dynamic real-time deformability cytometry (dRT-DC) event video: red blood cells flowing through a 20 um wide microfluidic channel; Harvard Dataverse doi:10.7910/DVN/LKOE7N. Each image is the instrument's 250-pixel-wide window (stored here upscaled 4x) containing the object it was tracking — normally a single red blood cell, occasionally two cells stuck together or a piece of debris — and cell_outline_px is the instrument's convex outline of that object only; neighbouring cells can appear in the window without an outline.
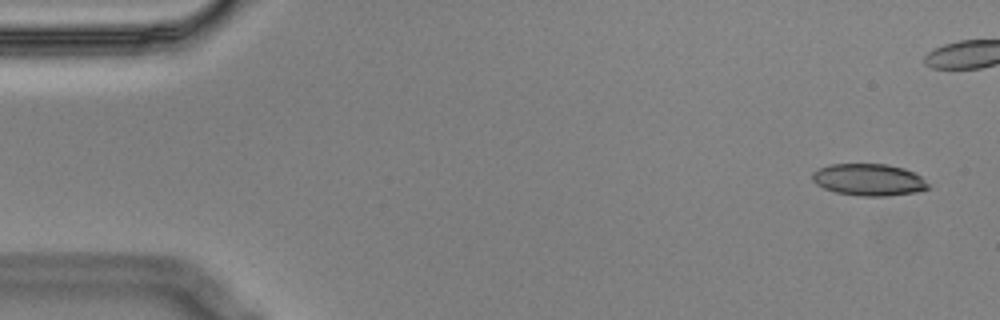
{"species": "Egyptian fruit bat (a non-hibernating species)", "species_latin": "Rousettus aegyptiacus", "temperature_condition": "cold", "stored_images_in_passage": 16, "camera_frame_rate_fps": 3000, "um_per_image_px": 0.085, "animal": {"sex": "male"}, "frame": {"image": 1, "passage_image": 1, "time_ms": 0.0, "image_size_px": [1000, 320], "cell_outline_px": [[928, 188], [916, 192], [888, 196], [860, 196], [836, 192], [824, 188], [816, 184], [812, 180], [812, 172], [828, 164], [888, 164], [904, 168], [920, 176], [928, 184]], "centroid_in_image_um": [73.82, 15.27], "position_along_channel_um": 11.2, "area_um2": 21.5}}
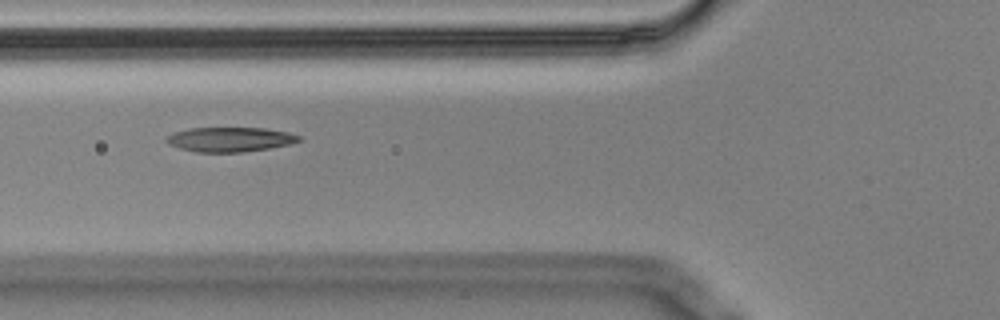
{"frame": {"image": 2, "passage_image": 7, "time_ms": 2.0, "image_size_px": [1000, 320], "cell_outline_px": [[300, 140], [288, 144], [268, 148], [244, 152], [196, 152], [180, 148], [168, 144], [164, 140], [172, 132], [192, 128], [264, 128], [288, 132], [300, 136]], "centroid_in_image_um": [19.5, 11.85], "position_along_channel_um": 106.3, "area_um2": 18.84}}
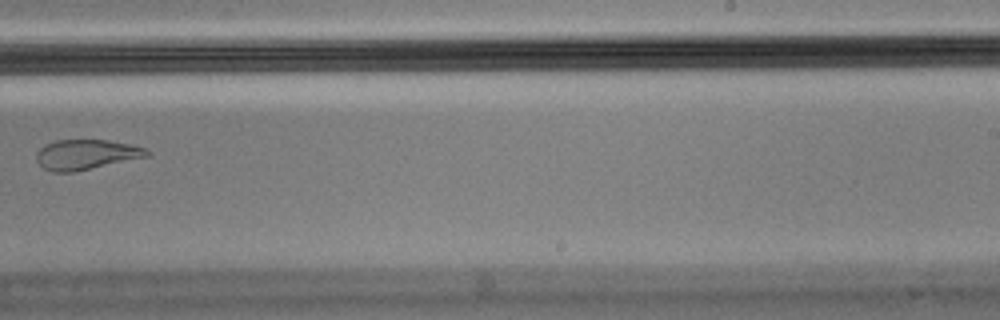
{"frame": {"image": 3, "passage_image": 11, "time_ms": 3.333, "image_size_px": [1000, 320], "cell_outline_px": [[152, 152], [148, 156], [72, 172], [52, 172], [44, 168], [36, 160], [36, 152], [44, 144], [56, 140], [108, 140], [128, 144], [144, 148]], "centroid_in_image_um": [7.28, 13.13], "position_along_channel_um": 281.7, "area_um2": 19.13}}